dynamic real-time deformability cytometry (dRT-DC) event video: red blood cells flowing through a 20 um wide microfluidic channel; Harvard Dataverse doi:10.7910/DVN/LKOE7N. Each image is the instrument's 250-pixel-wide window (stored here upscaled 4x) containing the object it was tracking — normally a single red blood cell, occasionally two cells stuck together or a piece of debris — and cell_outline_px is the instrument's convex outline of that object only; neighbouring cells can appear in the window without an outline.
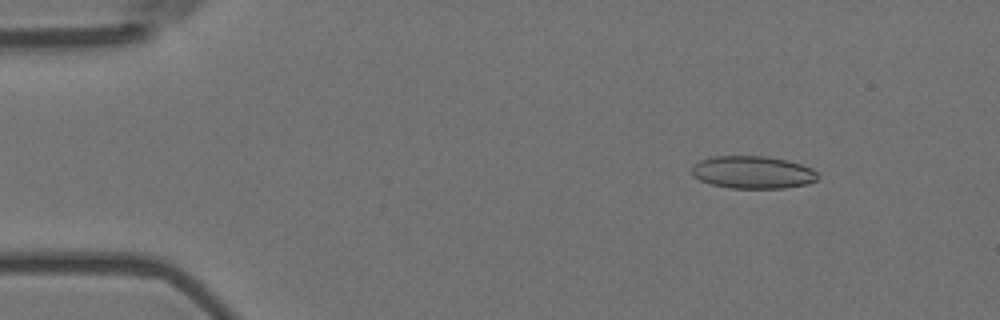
{"species": "Egyptian fruit bat (a non-hibernating species)", "species_latin": "Rousettus aegyptiacus", "temperature_condition": "room temperature", "stored_images_in_passage": 9, "camera_frame_rate_fps": 3000, "um_per_image_px": 0.085, "animal": {"sex": "female"}, "frame": {"image": 1, "passage_image": 2, "time_ms": 0.333, "image_size_px": [1000, 320], "cell_outline_px": [[820, 176], [816, 180], [808, 184], [784, 188], [732, 188], [712, 184], [700, 180], [692, 176], [692, 164], [700, 160], [712, 156], [768, 156], [788, 160], [812, 168]], "centroid_in_image_um": [63.99, 14.64], "position_along_channel_um": 21.0, "area_um2": 24.1}}
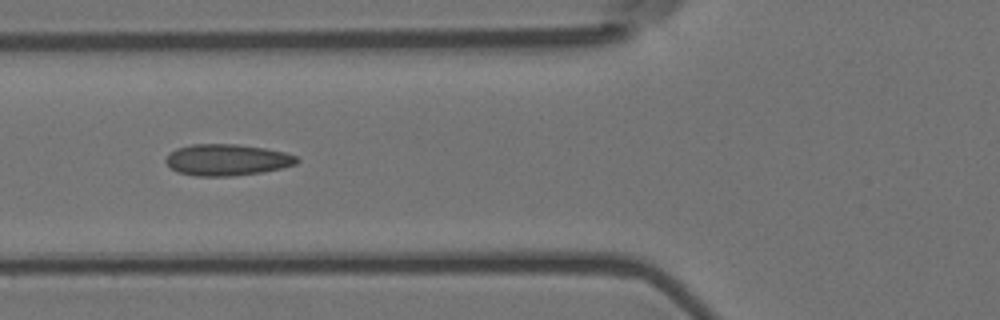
{"frame": {"image": 2, "passage_image": 6, "time_ms": 1.667, "image_size_px": [1000, 320], "cell_outline_px": [[300, 160], [296, 164], [264, 172], [236, 176], [196, 176], [176, 172], [164, 160], [168, 152], [176, 148], [192, 144], [236, 144], [264, 148], [284, 152], [296, 156]], "centroid_in_image_um": [19.27, 13.59], "position_along_channel_um": 106.5, "area_um2": 24.16}}
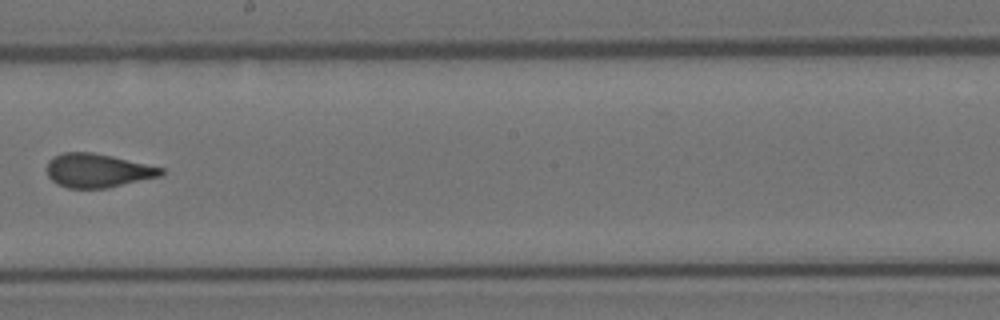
{"frame": {"image": 3, "passage_image": 9, "time_ms": 2.667, "image_size_px": [1000, 320], "cell_outline_px": [[164, 172], [160, 176], [108, 188], [68, 188], [56, 184], [48, 176], [48, 160], [52, 156], [64, 152], [92, 152], [112, 156], [164, 168]], "centroid_in_image_um": [8.28, 14.49], "position_along_channel_um": 239.9, "area_um2": 22.48}}